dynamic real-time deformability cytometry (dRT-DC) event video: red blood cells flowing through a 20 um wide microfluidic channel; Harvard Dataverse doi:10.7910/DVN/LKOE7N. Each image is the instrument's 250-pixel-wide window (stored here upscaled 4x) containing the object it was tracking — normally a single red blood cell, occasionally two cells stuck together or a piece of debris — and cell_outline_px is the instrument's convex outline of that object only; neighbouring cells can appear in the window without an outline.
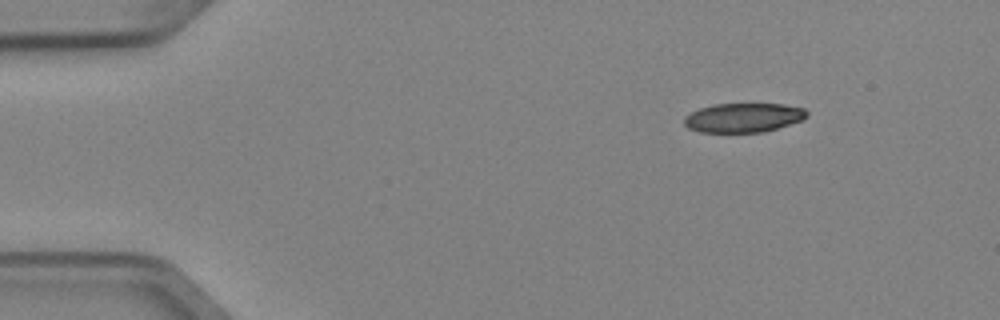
{"species": "Egyptian fruit bat (a non-hibernating species)", "species_latin": "Rousettus aegyptiacus", "temperature_condition": "cold", "stored_images_in_passage": 3, "camera_frame_rate_fps": 3000, "um_per_image_px": 0.085, "animal": {"sex": "female"}, "frame": {"image": 1, "passage_image": 1, "time_ms": 0.0, "image_size_px": [1000, 320], "cell_outline_px": [[808, 116], [804, 120], [764, 132], [700, 132], [688, 128], [684, 124], [684, 116], [700, 108], [712, 104], [784, 104], [804, 108], [808, 112]], "centroid_in_image_um": [63.21, 10.0], "position_along_channel_um": 21.8, "area_um2": 21.04}}